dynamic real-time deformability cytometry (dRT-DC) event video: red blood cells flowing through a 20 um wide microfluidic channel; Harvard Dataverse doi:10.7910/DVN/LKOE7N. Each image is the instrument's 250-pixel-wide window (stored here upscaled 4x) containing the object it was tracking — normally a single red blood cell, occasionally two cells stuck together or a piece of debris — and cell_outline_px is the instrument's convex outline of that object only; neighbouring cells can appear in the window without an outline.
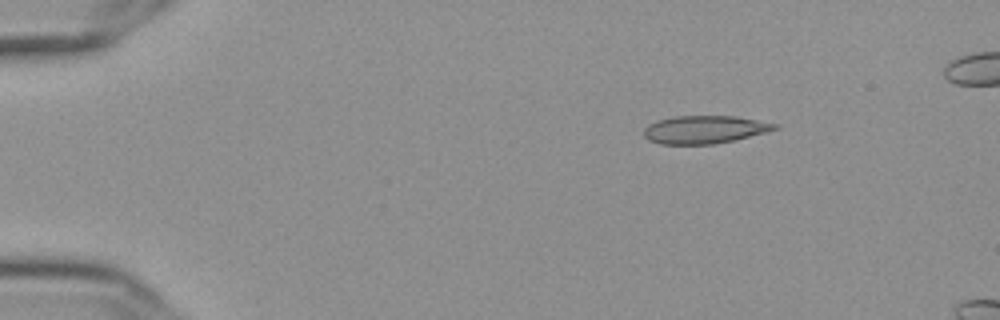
{"species": "Egyptian fruit bat (a non-hibernating species)", "species_latin": "Rousettus aegyptiacus", "temperature_condition": "cold", "stored_images_in_passage": 10, "camera_frame_rate_fps": 3000, "um_per_image_px": 0.085, "frame": {"image": 1, "passage_image": 2, "time_ms": 0.333, "image_size_px": [1000, 320], "cell_outline_px": [[780, 128], [732, 140], [712, 144], [660, 144], [648, 140], [644, 136], [644, 128], [648, 124], [656, 120], [672, 116], [736, 116], [780, 124]], "centroid_in_image_um": [59.85, 11.0], "position_along_channel_um": 25.1, "area_um2": 21.27}}